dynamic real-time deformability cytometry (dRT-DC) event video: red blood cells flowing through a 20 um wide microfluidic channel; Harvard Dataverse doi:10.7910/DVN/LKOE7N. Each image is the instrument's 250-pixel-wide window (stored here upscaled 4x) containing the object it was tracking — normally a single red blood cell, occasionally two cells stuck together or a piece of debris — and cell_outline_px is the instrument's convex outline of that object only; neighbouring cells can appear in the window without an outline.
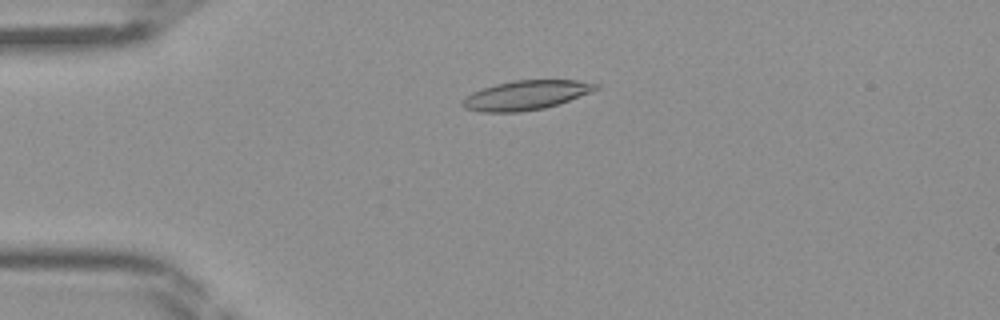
{"species": "Egyptian fruit bat (a non-hibernating species)", "species_latin": "Rousettus aegyptiacus", "temperature_condition": "room temperature", "stored_images_in_passage": 45, "camera_frame_rate_fps": 3000, "um_per_image_px": 0.085, "frame": {"image": 1, "passage_image": 11, "time_ms": 3.333, "image_size_px": [1000, 320], "cell_outline_px": [[600, 88], [568, 100], [544, 108], [520, 112], [480, 112], [464, 108], [460, 104], [460, 100], [464, 96], [472, 92], [496, 84], [512, 80], [580, 80], [600, 84]], "centroid_in_image_um": [44.65, 8.09], "position_along_channel_um": 40.3, "area_um2": 22.83}}
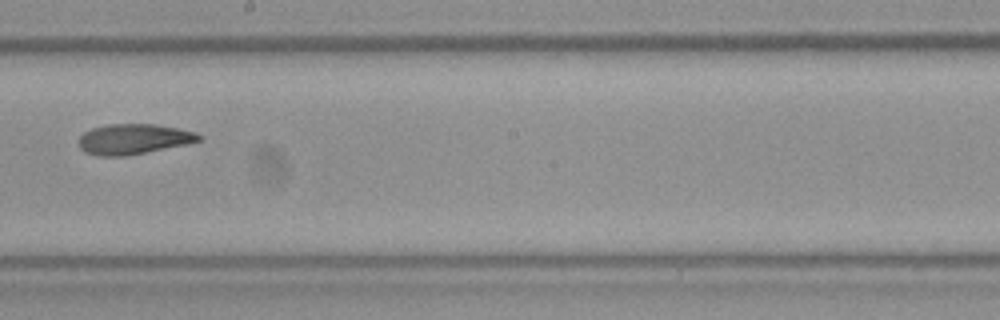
{"frame": {"image": 2, "passage_image": 26, "time_ms": 8.333, "image_size_px": [1000, 320], "cell_outline_px": [[204, 136], [200, 140], [188, 144], [124, 156], [96, 156], [84, 152], [80, 148], [80, 136], [84, 132], [92, 128], [108, 124], [156, 124], [180, 128], [196, 132]], "centroid_in_image_um": [11.38, 11.82], "position_along_channel_um": 236.8, "area_um2": 21.33}}
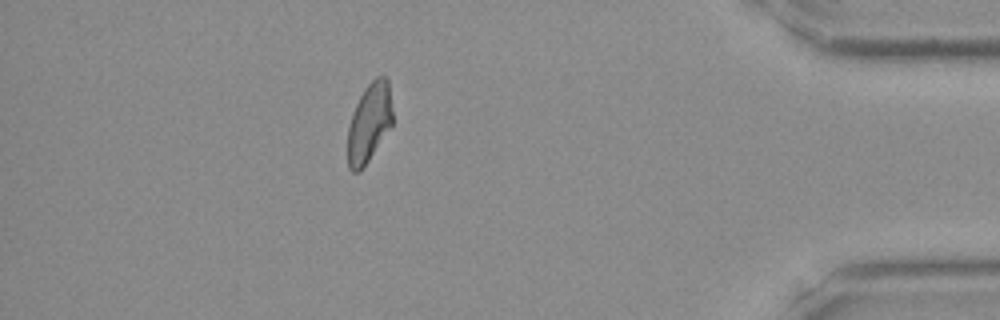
{"frame": {"image": 3, "passage_image": 40, "time_ms": 13.0, "image_size_px": [1000, 320], "cell_outline_px": [[392, 124], [360, 172], [352, 172], [348, 168], [348, 128], [356, 104], [364, 88], [376, 76], [388, 76], [392, 108]], "centroid_in_image_um": [31.39, 10.4], "position_along_channel_um": 403.8, "area_um2": 20.46}}